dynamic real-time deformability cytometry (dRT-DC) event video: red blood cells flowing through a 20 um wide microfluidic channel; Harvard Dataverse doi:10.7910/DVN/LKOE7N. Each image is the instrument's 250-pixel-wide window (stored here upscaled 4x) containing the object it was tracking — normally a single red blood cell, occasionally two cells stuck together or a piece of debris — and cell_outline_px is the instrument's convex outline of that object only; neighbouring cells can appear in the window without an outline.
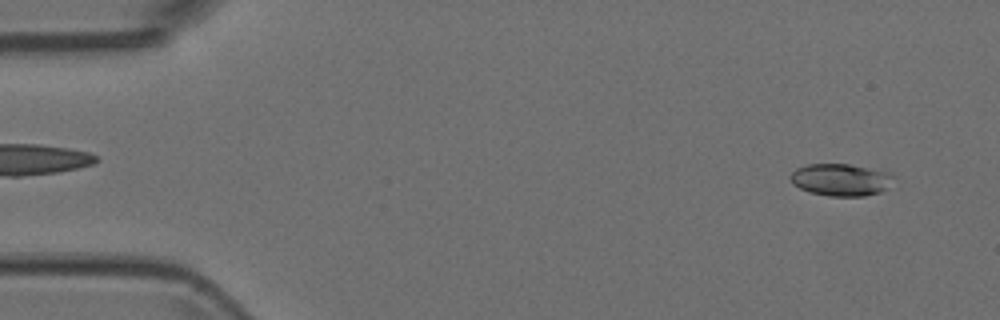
{"species": "Egyptian fruit bat (a non-hibernating species)", "species_latin": "Rousettus aegyptiacus", "temperature_condition": "room temperature", "stored_images_in_passage": 4, "camera_frame_rate_fps": 3000, "um_per_image_px": 0.085, "animal": {"sex": "female"}, "frame": {"image": 1, "passage_image": 1, "time_ms": 0.0, "image_size_px": [1000, 320], "cell_outline_px": [[892, 176], [884, 188], [880, 192], [864, 196], [828, 196], [808, 192], [792, 184], [788, 176], [796, 168], [808, 164], [848, 164], [888, 172]], "centroid_in_image_um": [71.35, 15.28], "position_along_channel_um": 13.6, "area_um2": 19.07}}
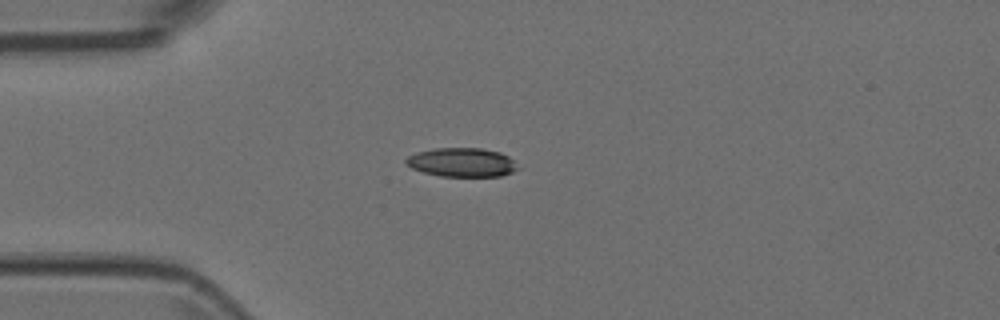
{"frame": {"image": 2, "passage_image": 4, "time_ms": 1.0, "image_size_px": [1000, 320], "cell_outline_px": [[520, 168], [512, 172], [500, 176], [440, 176], [424, 172], [412, 168], [404, 160], [408, 156], [416, 152], [436, 148], [480, 148], [500, 152], [508, 156]], "centroid_in_image_um": [39.26, 13.79], "position_along_channel_um": 45.7, "area_um2": 18.73}}